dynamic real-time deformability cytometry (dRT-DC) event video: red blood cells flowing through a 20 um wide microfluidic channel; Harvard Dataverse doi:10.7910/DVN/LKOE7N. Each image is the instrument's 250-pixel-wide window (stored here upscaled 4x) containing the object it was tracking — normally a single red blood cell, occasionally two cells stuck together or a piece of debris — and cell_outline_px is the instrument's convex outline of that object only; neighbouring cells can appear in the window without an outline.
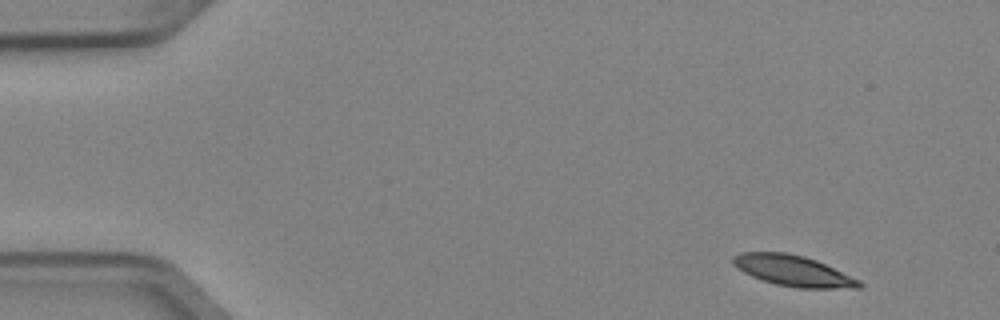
{"species": "Egyptian fruit bat (a non-hibernating species)", "species_latin": "Rousettus aegyptiacus", "temperature_condition": "cold", "stored_images_in_passage": 4, "camera_frame_rate_fps": 3000, "um_per_image_px": 0.085, "animal": {"sex": "female"}, "frame": {"image": 1, "passage_image": 1, "time_ms": 0.0, "image_size_px": [1000, 320], "cell_outline_px": [[864, 284], [860, 288], [800, 288], [776, 284], [752, 276], [744, 272], [732, 264], [732, 256], [740, 252], [784, 252], [804, 256], [816, 260], [860, 280]], "centroid_in_image_um": [67.41, 23.01], "position_along_channel_um": 17.6, "area_um2": 22.48}}